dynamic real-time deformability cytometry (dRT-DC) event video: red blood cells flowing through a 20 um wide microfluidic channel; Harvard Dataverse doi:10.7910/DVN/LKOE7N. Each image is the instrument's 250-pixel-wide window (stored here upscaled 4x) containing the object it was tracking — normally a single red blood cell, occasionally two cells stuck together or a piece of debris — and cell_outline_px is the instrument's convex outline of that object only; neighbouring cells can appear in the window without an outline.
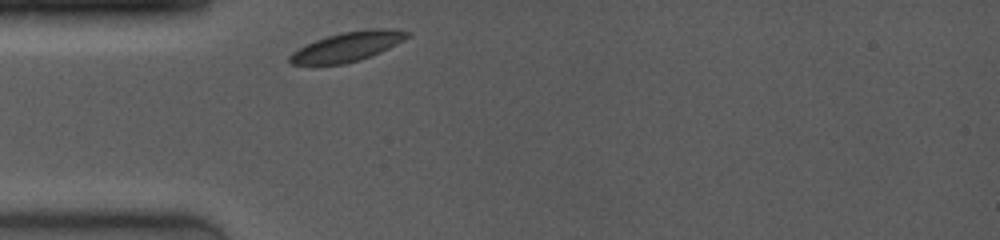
{"species": "common noctule bat (a hibernating species)", "species_latin": "Nyctalus noctula", "temperature_condition": "room temperature", "stored_images_in_passage": 14, "camera_frame_rate_fps": 4000, "um_per_image_px": 0.085, "animal": {"sex": "female", "body_mass_g": 19.0, "forearm_length_mm": 53.3}, "frame": {"image": 1, "passage_image": 1, "time_ms": 0.0, "image_size_px": [1000, 240], "cell_outline_px": [[412, 32], [404, 40], [380, 52], [360, 60], [344, 64], [292, 64], [288, 60], [288, 56], [292, 52], [316, 40], [340, 32], [368, 28], [392, 28]], "centroid_in_image_um": [29.57, 3.94], "position_along_channel_um": 55.4, "area_um2": 20.11}}
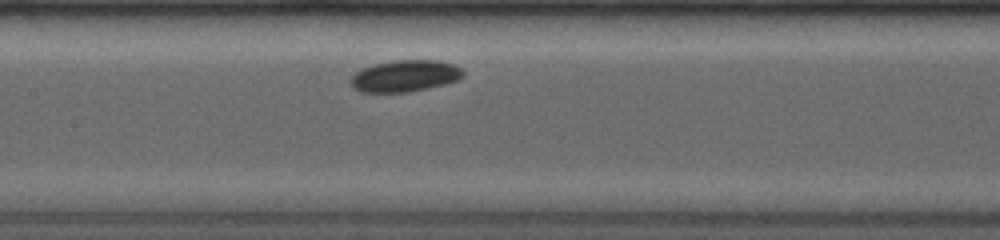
{"frame": {"image": 2, "passage_image": 7, "time_ms": 3.25, "image_size_px": [1000, 240], "cell_outline_px": [[464, 76], [460, 80], [444, 84], [408, 92], [360, 92], [352, 88], [348, 80], [360, 68], [372, 64], [392, 60], [440, 60], [456, 64], [464, 72]], "centroid_in_image_um": [34.4, 6.44], "position_along_channel_um": 173.0, "area_um2": 21.15}}
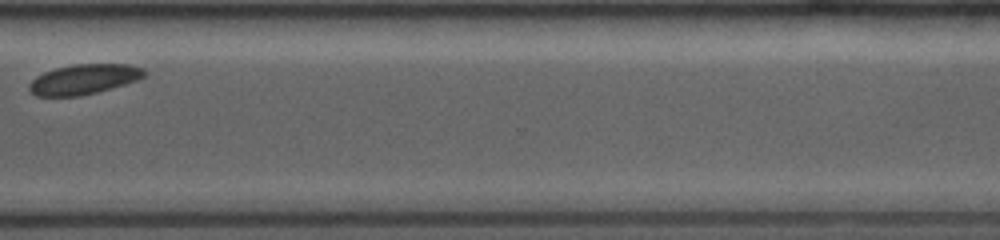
{"frame": {"image": 3, "passage_image": 13, "time_ms": 8.25, "image_size_px": [1000, 240], "cell_outline_px": [[148, 72], [144, 76], [136, 80], [112, 88], [80, 96], [36, 96], [28, 88], [28, 84], [36, 76], [44, 72], [56, 68], [72, 64], [132, 64], [144, 68]], "centroid_in_image_um": [7.14, 6.73], "position_along_channel_um": 363.5, "area_um2": 20.23}}